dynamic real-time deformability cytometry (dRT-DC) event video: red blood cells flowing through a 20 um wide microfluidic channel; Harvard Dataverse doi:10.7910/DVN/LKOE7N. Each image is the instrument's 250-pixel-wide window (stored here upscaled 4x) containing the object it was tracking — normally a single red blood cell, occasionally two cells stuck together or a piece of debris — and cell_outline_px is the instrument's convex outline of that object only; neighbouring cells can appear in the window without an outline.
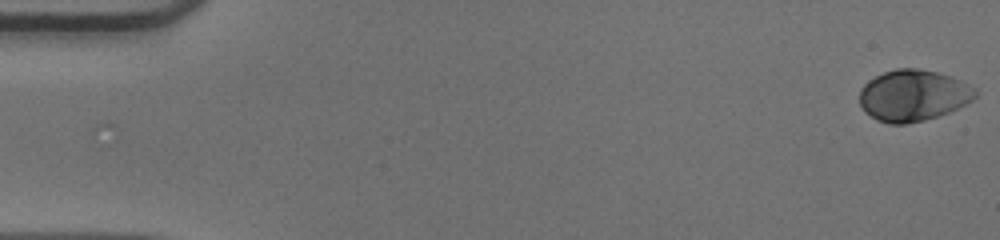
{"species": "human", "species_latin": "Homo sapiens", "temperature_condition": "warm", "stored_images_in_passage": 52, "camera_frame_rate_fps": 3000, "um_per_image_px": 0.085, "donor": {"sex": "male"}, "frame": {"image": 1, "passage_image": 1, "time_ms": 0.0, "image_size_px": [1000, 240], "cell_outline_px": [[976, 96], [972, 100], [948, 112], [924, 120], [908, 124], [888, 124], [876, 120], [860, 104], [860, 88], [868, 80], [884, 72], [896, 68], [916, 68], [936, 72], [948, 76], [968, 84], [976, 88]], "centroid_in_image_um": [77.6, 8.11], "position_along_channel_um": 7.4, "area_um2": 34.28}}
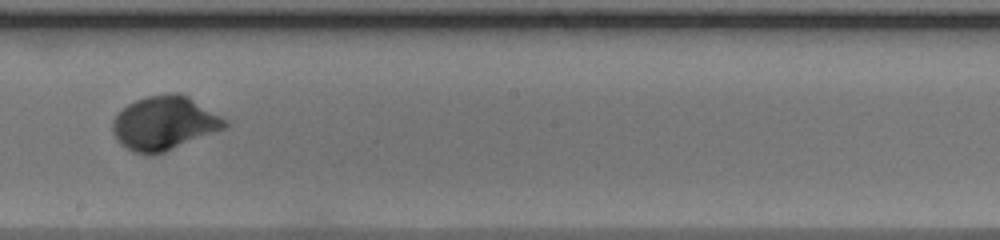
{"frame": {"image": 2, "passage_image": 30, "time_ms": 9.667, "image_size_px": [1000, 240], "cell_outline_px": [[228, 124], [224, 128], [164, 152], [152, 156], [132, 152], [120, 144], [116, 140], [112, 128], [112, 120], [128, 104], [136, 100], [148, 96], [172, 92], [180, 92], [188, 96], [228, 120]], "centroid_in_image_um": [13.94, 10.47], "position_along_channel_um": 234.3, "area_um2": 35.14}}
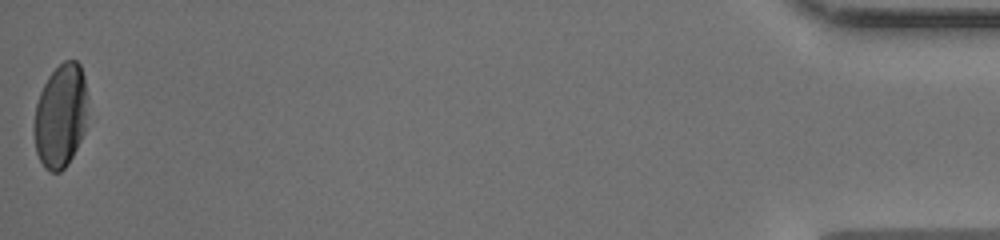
{"frame": {"image": 3, "passage_image": 52, "time_ms": 17.0, "image_size_px": [1000, 240], "cell_outline_px": [[88, 96], [84, 132], [68, 164], [60, 172], [52, 172], [44, 168], [36, 152], [32, 128], [36, 104], [40, 92], [48, 76], [64, 60], [76, 60], [80, 64], [84, 76]], "centroid_in_image_um": [5.14, 9.84], "position_along_channel_um": 430.1, "area_um2": 32.77}, "authors_computed_cell_mechanics": {"area_um2": 33.2928, "velocity_mm_per_s": 3.9641, "shape_relaxation_time_tau1_ms": 2.4266, "shape_relaxation_time_tau2_ms": null, "deformation_change_tau1": 0.1685, "deformation_change_tau2": null}}